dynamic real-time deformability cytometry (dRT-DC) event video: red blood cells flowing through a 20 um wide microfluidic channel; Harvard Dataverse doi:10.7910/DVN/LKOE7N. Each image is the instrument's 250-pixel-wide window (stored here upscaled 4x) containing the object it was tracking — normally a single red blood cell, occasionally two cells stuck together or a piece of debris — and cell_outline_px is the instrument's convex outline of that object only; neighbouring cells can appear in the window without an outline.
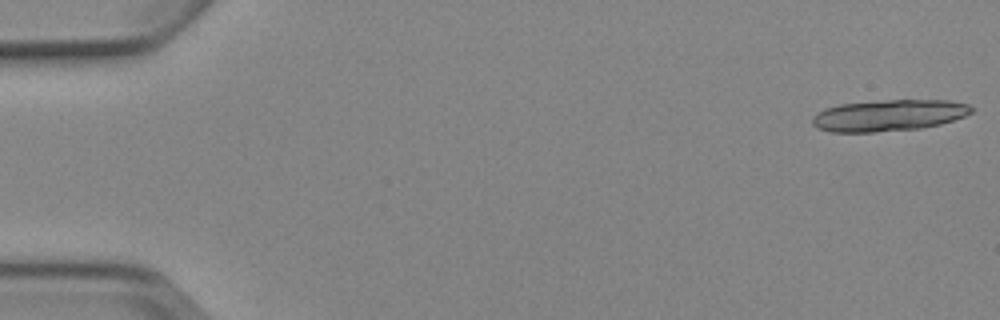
{"species": "Egyptian fruit bat (a non-hibernating species)", "species_latin": "Rousettus aegyptiacus", "temperature_condition": "cold", "stored_images_in_passage": 7, "segment_of_instrument_passage": [1, 2], "camera_frame_rate_fps": 3000, "um_per_image_px": 0.085, "animal": {"sex": "female"}, "frame": {"image": 1, "passage_image": 1, "time_ms": 0.0, "image_size_px": [1000, 320], "cell_outline_px": [[972, 112], [964, 116], [940, 124], [920, 128], [876, 132], [832, 132], [816, 128], [812, 124], [812, 116], [816, 112], [824, 108], [840, 104], [884, 100], [948, 100], [968, 104], [972, 108]], "centroid_in_image_um": [75.49, 9.8], "position_along_channel_um": 9.5, "area_um2": 29.19}}